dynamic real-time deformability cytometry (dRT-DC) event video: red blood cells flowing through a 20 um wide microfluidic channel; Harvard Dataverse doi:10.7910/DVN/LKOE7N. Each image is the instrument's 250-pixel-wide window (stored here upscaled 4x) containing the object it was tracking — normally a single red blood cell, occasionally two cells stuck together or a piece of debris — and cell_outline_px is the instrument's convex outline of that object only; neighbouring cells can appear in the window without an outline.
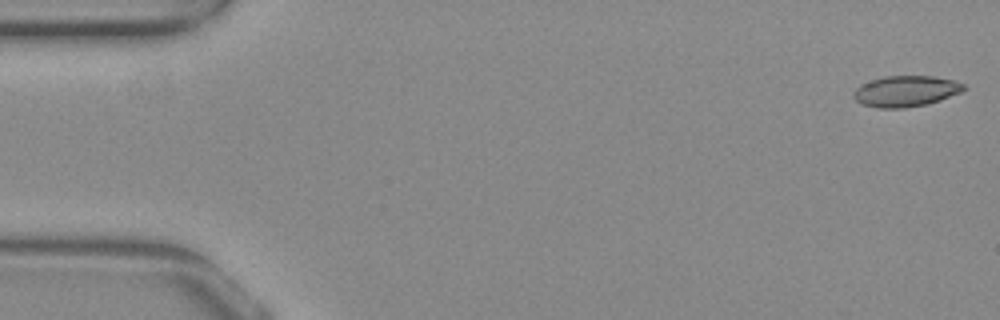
{"species": "common noctule bat (a hibernating species)", "species_latin": "Nyctalus noctula", "temperature_condition": "warm", "stored_images_in_passage": 51, "camera_frame_rate_fps": 3000, "um_per_image_px": 0.085, "animal": {"sex": "female", "body_mass_g": 29.2, "forearm_length_mm": 56.3}, "frame": {"image": 1, "passage_image": 1, "time_ms": 0.0, "image_size_px": [1000, 320], "cell_outline_px": [[964, 88], [960, 92], [940, 100], [928, 104], [904, 108], [880, 108], [864, 104], [856, 100], [852, 96], [852, 92], [860, 84], [884, 76], [932, 76], [952, 80], [964, 84]], "centroid_in_image_um": [76.95, 7.75], "position_along_channel_um": 8.0, "area_um2": 19.71}}
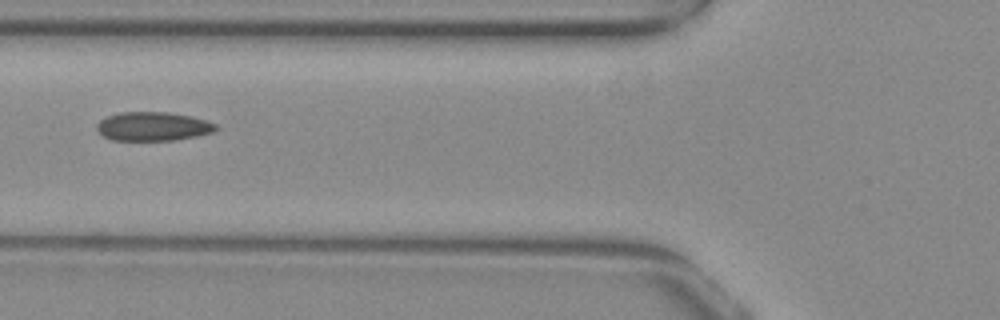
{"frame": {"image": 2, "passage_image": 20, "time_ms": 6.333, "image_size_px": [1000, 320], "cell_outline_px": [[220, 128], [212, 132], [196, 136], [176, 140], [112, 140], [100, 136], [96, 128], [96, 124], [100, 120], [108, 116], [120, 112], [168, 112], [192, 116], [216, 124]], "centroid_in_image_um": [12.98, 10.75], "position_along_channel_um": 112.8, "area_um2": 20.17}}
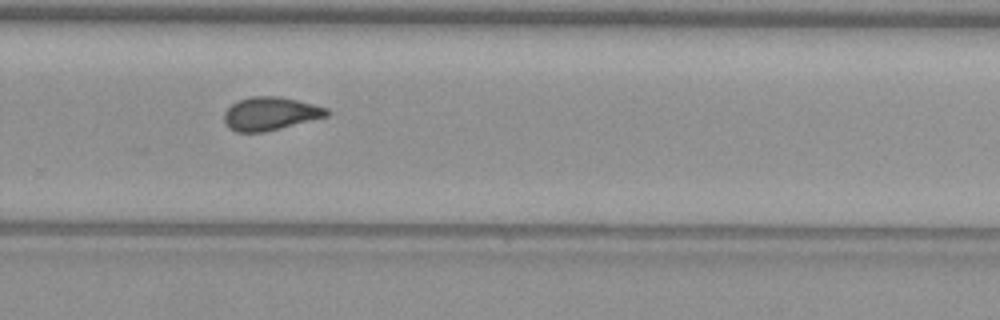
{"frame": {"image": 3, "passage_image": 35, "time_ms": 11.333, "image_size_px": [1000, 320], "cell_outline_px": [[332, 112], [328, 116], [264, 132], [236, 132], [228, 128], [224, 120], [224, 112], [236, 100], [252, 96], [280, 96], [328, 108]], "centroid_in_image_um": [22.96, 9.65], "position_along_channel_um": 306.8, "area_um2": 19.94}, "authors_computed_cell_mechanics": {"area_um2": 20.0566, "velocity_mm_per_s": 3.89, "shape_relaxation_time_tau1_ms": null, "shape_relaxation_time_tau2_ms": 1.7335, "deformation_change_tau1": null, "deformation_change_tau2": 0.0873}}